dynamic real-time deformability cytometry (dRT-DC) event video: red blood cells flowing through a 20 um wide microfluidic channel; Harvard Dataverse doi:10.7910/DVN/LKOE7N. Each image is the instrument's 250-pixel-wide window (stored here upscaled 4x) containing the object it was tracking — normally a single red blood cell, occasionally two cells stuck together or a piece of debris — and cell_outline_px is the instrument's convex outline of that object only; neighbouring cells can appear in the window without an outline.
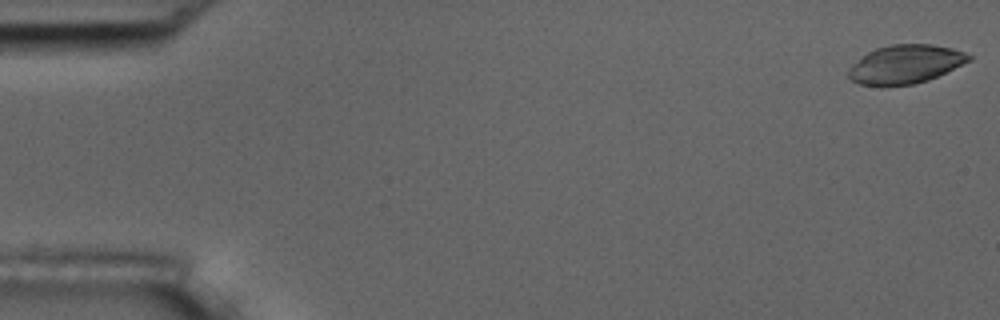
{"species": "common noctule bat (a hibernating species)", "species_latin": "Nyctalus noctula", "temperature_condition": "room temperature", "stored_images_in_passage": 5, "camera_frame_rate_fps": 3000, "um_per_image_px": 0.085, "animal": {"sex": "male", "body_mass_g": 17.5, "forearm_length_mm": 52.3}, "frame": {"image": 1, "passage_image": 1, "time_ms": 0.0, "image_size_px": [1000, 320], "cell_outline_px": [[972, 60], [928, 80], [912, 84], [880, 88], [860, 84], [852, 80], [848, 76], [848, 68], [868, 52], [876, 48], [892, 44], [932, 44], [952, 48], [964, 52], [972, 56]], "centroid_in_image_um": [76.94, 5.48], "position_along_channel_um": 8.1, "area_um2": 27.34}}